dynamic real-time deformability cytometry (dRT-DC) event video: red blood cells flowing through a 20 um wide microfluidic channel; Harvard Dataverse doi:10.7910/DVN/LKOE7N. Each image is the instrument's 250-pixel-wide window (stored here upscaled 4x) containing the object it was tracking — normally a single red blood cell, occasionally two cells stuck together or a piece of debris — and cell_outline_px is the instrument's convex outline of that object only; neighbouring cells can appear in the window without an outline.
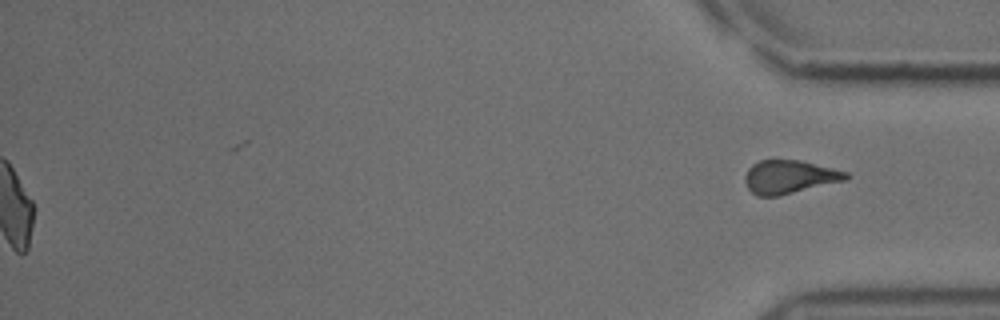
{"species": "common noctule bat (a hibernating species)", "species_latin": "Nyctalus noctula", "temperature_condition": "cold", "stored_images_in_passage": 56, "segment_of_instrument_passage": [2, 2], "camera_frame_rate_fps": 3000, "um_per_image_px": 0.085, "animal": {"sex": "male", "body_mass_g": 18.8}, "frame": {"image": 1, "passage_image": 56, "time_ms": 18.333, "image_size_px": [1000, 320], "cell_outline_px": [[848, 180], [776, 196], [756, 196], [748, 188], [744, 180], [744, 176], [748, 168], [752, 164], [760, 160], [800, 160], [848, 172]], "centroid_in_image_um": [67.08, 15.03], "position_along_channel_um": 368.1, "area_um2": 19.59}}